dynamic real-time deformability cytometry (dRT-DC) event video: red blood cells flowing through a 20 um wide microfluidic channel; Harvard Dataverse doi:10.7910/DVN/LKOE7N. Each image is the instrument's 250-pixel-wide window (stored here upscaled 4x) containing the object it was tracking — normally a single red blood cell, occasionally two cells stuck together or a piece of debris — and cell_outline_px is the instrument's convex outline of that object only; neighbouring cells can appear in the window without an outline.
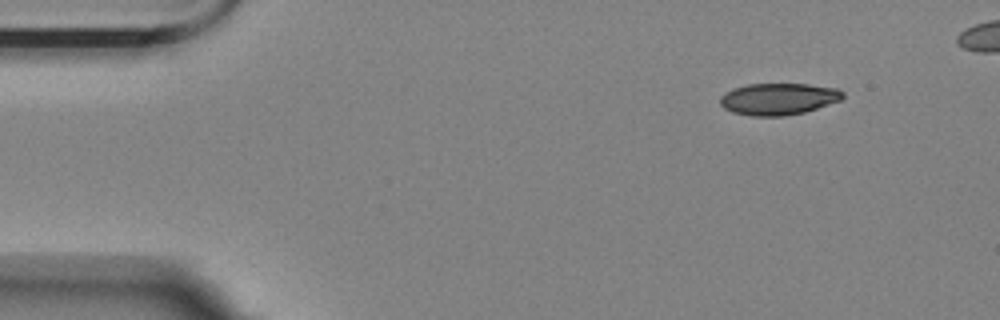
{"species": "Egyptian fruit bat (a non-hibernating species)", "species_latin": "Rousettus aegyptiacus", "temperature_condition": "room temperature", "stored_images_in_passage": 44, "camera_frame_rate_fps": 3000, "um_per_image_px": 0.085, "animal": {"sex": "female"}, "frame": {"image": 1, "passage_image": 1, "time_ms": 0.0, "image_size_px": [1000, 320], "cell_outline_px": [[844, 96], [840, 100], [804, 112], [784, 116], [752, 116], [732, 112], [724, 108], [720, 104], [720, 96], [724, 92], [732, 88], [748, 84], [808, 84], [836, 88], [844, 92]], "centroid_in_image_um": [66.13, 8.41], "position_along_channel_um": 18.9, "area_um2": 22.72}}
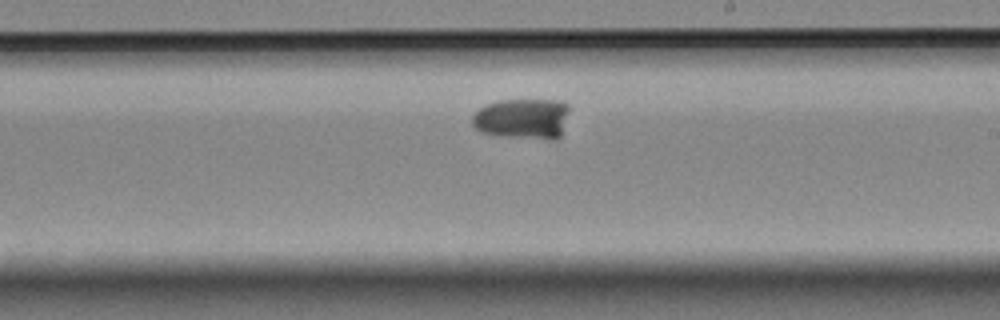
{"frame": {"image": 2, "passage_image": 29, "time_ms": 9.333, "image_size_px": [1000, 320], "cell_outline_px": [[568, 108], [560, 136], [556, 140], [548, 140], [500, 136], [480, 132], [472, 124], [472, 116], [484, 104], [500, 100], [564, 100], [568, 104]], "centroid_in_image_um": [44.4, 10.09], "position_along_channel_um": 244.6, "area_um2": 23.24}}
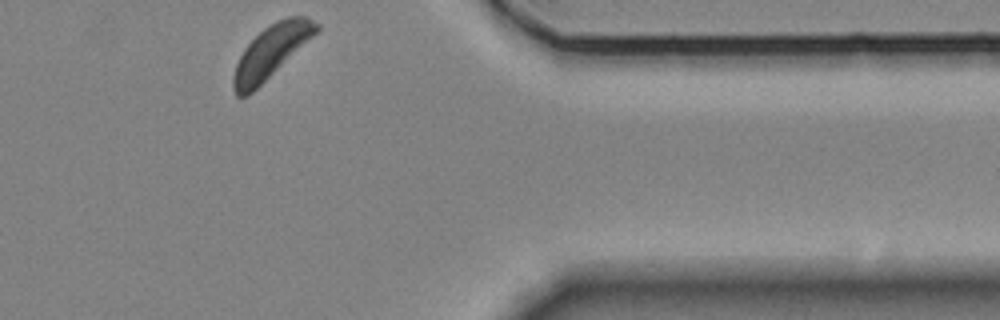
{"frame": {"image": 3, "passage_image": 44, "time_ms": 14.333, "image_size_px": [1000, 320], "cell_outline_px": [[320, 28], [312, 36], [248, 96], [236, 96], [232, 88], [232, 76], [236, 64], [244, 48], [264, 28], [276, 20], [288, 16], [304, 16], [320, 24]], "centroid_in_image_um": [22.99, 4.39], "position_along_channel_um": 388.4, "area_um2": 24.8}, "authors_computed_cell_mechanics": {"area_um2": 24.0159, "velocity_mm_per_s": 3.3136, "shape_relaxation_time_tau1_ms": 7.3591, "shape_relaxation_time_tau2_ms": null, "deformation_change_tau1": 0.4214, "deformation_change_tau2": null}}